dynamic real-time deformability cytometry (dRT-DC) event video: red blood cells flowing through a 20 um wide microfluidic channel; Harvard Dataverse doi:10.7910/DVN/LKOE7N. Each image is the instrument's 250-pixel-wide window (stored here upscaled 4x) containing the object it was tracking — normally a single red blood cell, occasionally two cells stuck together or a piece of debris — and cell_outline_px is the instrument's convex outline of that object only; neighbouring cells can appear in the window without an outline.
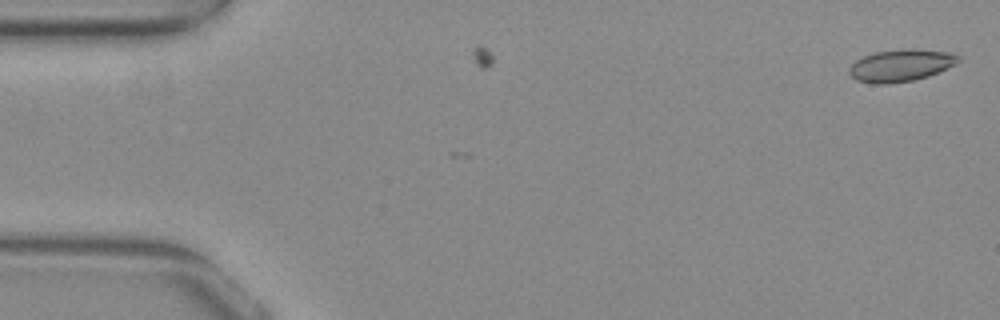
{"species": "common noctule bat (a hibernating species)", "species_latin": "Nyctalus noctula", "temperature_condition": "warm", "stored_images_in_passage": 4, "camera_frame_rate_fps": 3000, "um_per_image_px": 0.085, "animal": {"sex": "female", "body_mass_g": 29.2, "forearm_length_mm": 56.3}, "frame": {"image": 1, "passage_image": 1, "time_ms": 0.0, "image_size_px": [1000, 320], "cell_outline_px": [[960, 60], [956, 64], [928, 76], [912, 80], [884, 84], [876, 84], [856, 80], [848, 72], [848, 68], [856, 60], [864, 56], [876, 52], [908, 48], [912, 48], [952, 52], [960, 56]], "centroid_in_image_um": [76.59, 5.54], "position_along_channel_um": 8.4, "area_um2": 20.4}}